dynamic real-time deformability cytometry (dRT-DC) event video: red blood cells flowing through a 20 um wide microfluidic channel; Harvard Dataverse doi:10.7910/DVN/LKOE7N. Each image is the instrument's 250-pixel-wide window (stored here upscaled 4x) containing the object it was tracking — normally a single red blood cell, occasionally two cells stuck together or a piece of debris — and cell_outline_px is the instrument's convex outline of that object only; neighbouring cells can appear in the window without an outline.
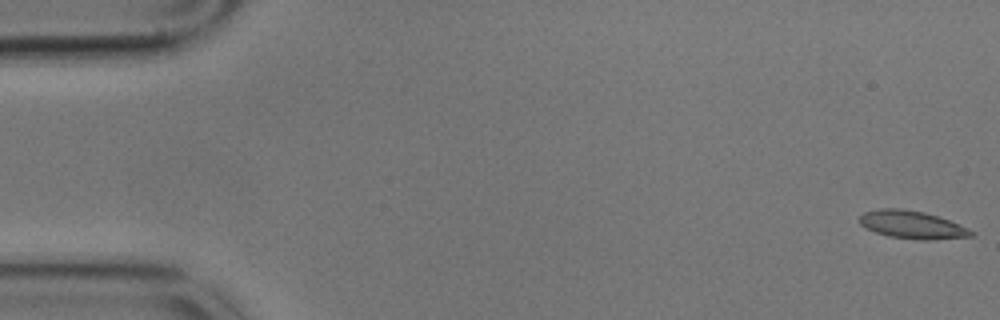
{"species": "common noctule bat (a hibernating species)", "species_latin": "Nyctalus noctula", "temperature_condition": "cold", "stored_images_in_passage": 57, "camera_frame_rate_fps": 3000, "um_per_image_px": 0.085, "animal": {"sex": "male", "body_mass_g": 17.9}, "frame": {"image": 1, "passage_image": 1, "time_ms": 0.0, "image_size_px": [1000, 320], "cell_outline_px": [[976, 232], [972, 236], [928, 240], [924, 240], [888, 236], [876, 232], [860, 224], [860, 216], [864, 212], [880, 208], [900, 208], [924, 212], [948, 220], [968, 228]], "centroid_in_image_um": [77.53, 19.1], "position_along_channel_um": 7.5, "area_um2": 17.86}}
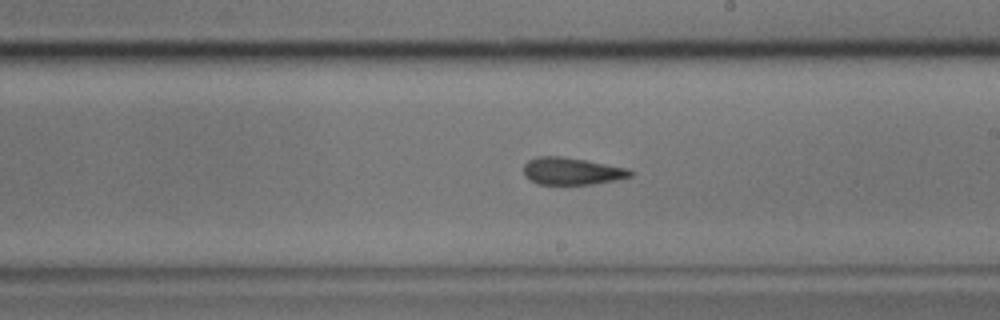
{"frame": {"image": 2, "passage_image": 33, "time_ms": 10.667, "image_size_px": [1000, 320], "cell_outline_px": [[636, 172], [632, 176], [616, 180], [592, 184], [536, 184], [528, 180], [524, 176], [524, 164], [528, 160], [536, 156], [560, 156], [584, 160], [628, 168]], "centroid_in_image_um": [48.59, 14.55], "position_along_channel_um": 240.4, "area_um2": 17.05}}
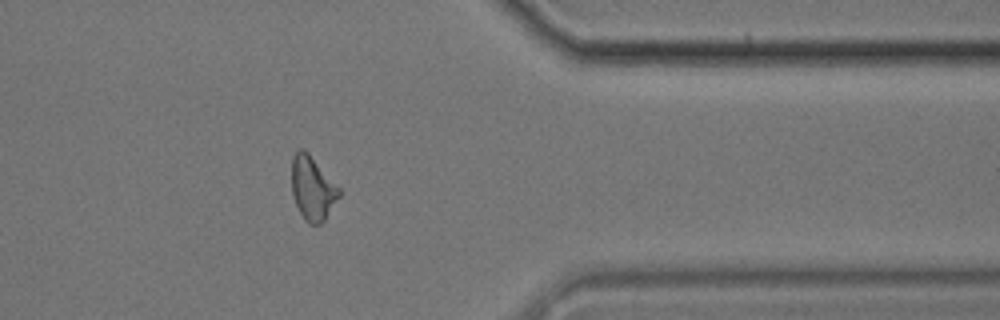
{"frame": {"image": 3, "passage_image": 47, "time_ms": 15.333, "image_size_px": [1000, 320], "cell_outline_px": [[340, 196], [324, 220], [320, 224], [308, 224], [304, 220], [292, 196], [292, 156], [300, 148], [304, 148], [308, 152], [340, 188]], "centroid_in_image_um": [26.55, 16.0], "position_along_channel_um": 384.8, "area_um2": 17.63}, "authors_computed_cell_mechanics": {"area_um2": 17.7446, "velocity_mm_per_s": 3.4206, "shape_relaxation_time_tau1_ms": 5.4132, "shape_relaxation_time_tau2_ms": 2.4909, "deformation_change_tau1": 0.1311, "deformation_change_tau2": 0.0929}}